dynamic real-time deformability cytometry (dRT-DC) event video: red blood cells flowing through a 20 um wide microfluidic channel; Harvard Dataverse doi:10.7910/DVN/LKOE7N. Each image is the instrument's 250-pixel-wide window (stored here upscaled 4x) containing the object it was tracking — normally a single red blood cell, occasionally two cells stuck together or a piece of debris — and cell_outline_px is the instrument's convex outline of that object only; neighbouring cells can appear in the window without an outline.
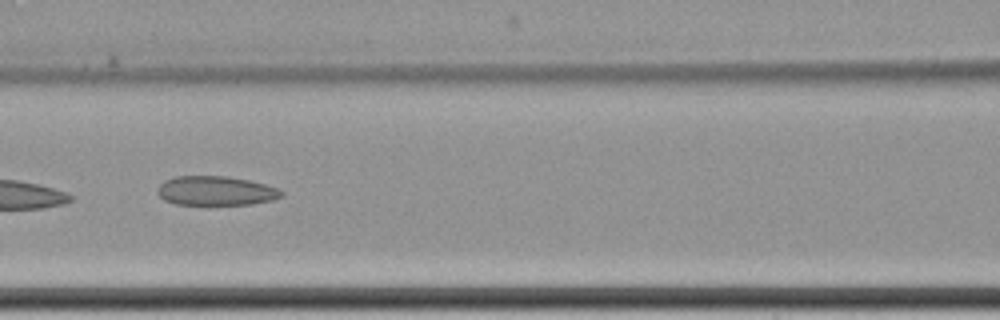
{"species": "common noctule bat (a hibernating species)", "species_latin": "Nyctalus noctula", "temperature_condition": "cold", "stored_images_in_passage": 11, "camera_frame_rate_fps": 3000, "um_per_image_px": 0.085, "animal": {"sex": "female", "body_mass_g": 22.7, "forearm_length_mm": 54.2}, "frame": {"image": 1, "passage_image": 8, "time_ms": 9.333, "image_size_px": [1000, 320], "cell_outline_px": [[284, 196], [272, 200], [252, 204], [176, 204], [164, 200], [156, 192], [160, 184], [164, 180], [176, 176], [228, 176], [248, 180], [280, 188], [284, 192]], "centroid_in_image_um": [18.37, 16.21], "position_along_channel_um": 148.2, "area_um2": 21.21}}
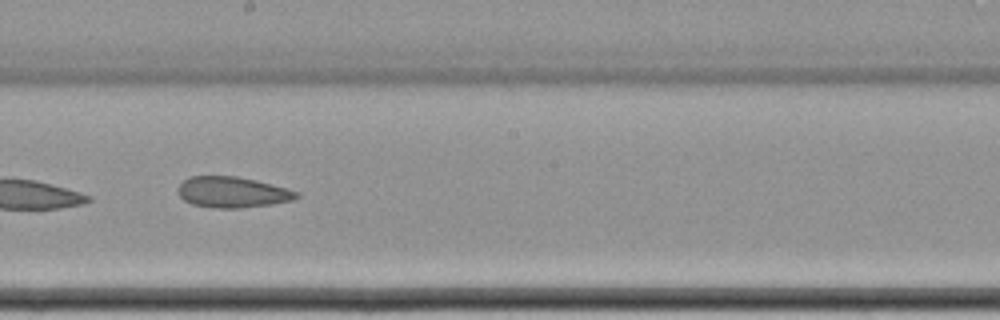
{"frame": {"image": 2, "passage_image": 10, "time_ms": 11.667, "image_size_px": [1000, 320], "cell_outline_px": [[300, 196], [292, 200], [272, 204], [240, 208], [216, 208], [192, 204], [184, 200], [180, 196], [176, 188], [188, 176], [236, 176], [256, 180], [288, 188], [300, 192]], "centroid_in_image_um": [19.76, 16.33], "position_along_channel_um": 228.4, "area_um2": 21.44}}
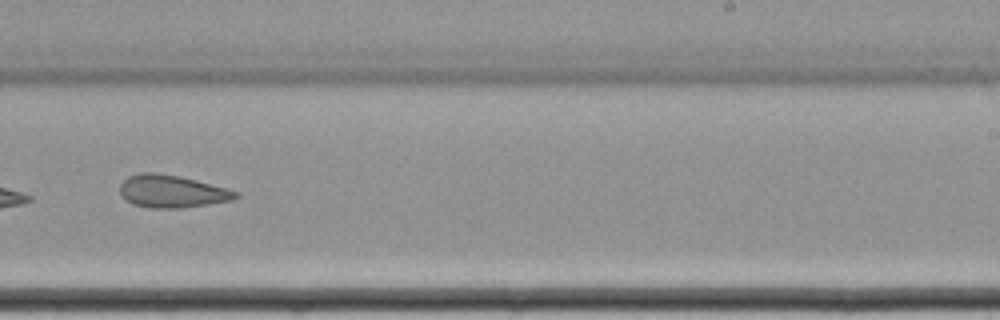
{"frame": {"image": 3, "passage_image": 11, "time_ms": 13.0, "image_size_px": [1000, 320], "cell_outline_px": [[240, 196], [232, 200], [184, 208], [152, 208], [132, 204], [124, 200], [120, 196], [120, 184], [128, 176], [140, 172], [156, 172], [180, 176], [196, 180], [240, 192]], "centroid_in_image_um": [14.58, 16.26], "position_along_channel_um": 274.4, "area_um2": 22.2}}